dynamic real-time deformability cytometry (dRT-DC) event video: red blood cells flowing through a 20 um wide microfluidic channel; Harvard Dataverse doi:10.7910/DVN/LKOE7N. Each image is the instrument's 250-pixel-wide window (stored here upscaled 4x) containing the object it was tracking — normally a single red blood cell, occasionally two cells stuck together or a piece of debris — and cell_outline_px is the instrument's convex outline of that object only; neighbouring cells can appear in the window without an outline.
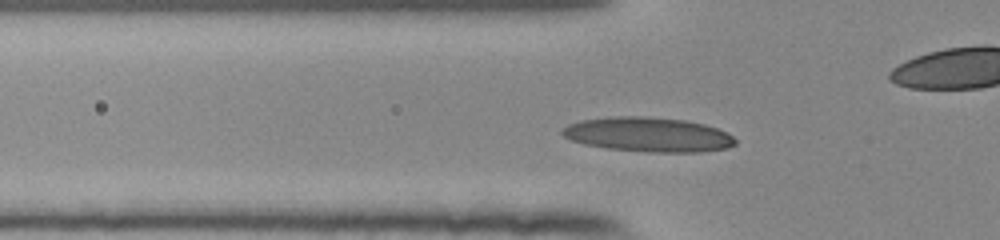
{"species": "human", "species_latin": "Homo sapiens", "temperature_condition": "room temperature", "stored_images_in_passage": 41, "camera_frame_rate_fps": 3000, "um_per_image_px": 0.085, "donor": {"sex": "female"}, "frame": {"image": 1, "passage_image": 10, "time_ms": 3.0, "image_size_px": [1000, 240], "cell_outline_px": [[736, 144], [728, 148], [700, 152], [648, 152], [608, 148], [584, 144], [572, 140], [564, 136], [560, 132], [568, 124], [580, 120], [612, 116], [644, 116], [684, 120], [704, 124], [728, 132], [736, 140]], "centroid_in_image_um": [55.11, 11.43], "position_along_channel_um": 70.7, "area_um2": 34.85}}
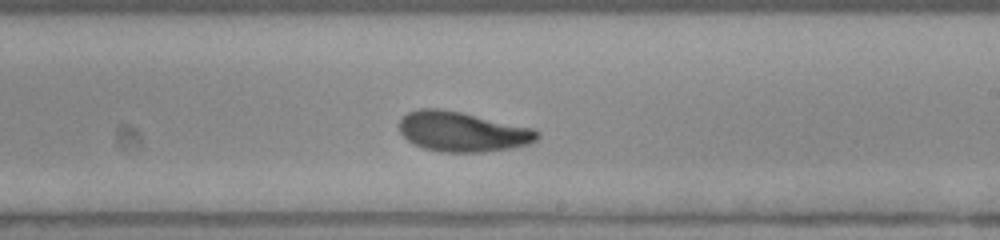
{"frame": {"image": 2, "passage_image": 24, "time_ms": 7.667, "image_size_px": [1000, 240], "cell_outline_px": [[540, 136], [536, 140], [528, 144], [512, 148], [484, 152], [440, 152], [424, 148], [412, 144], [400, 132], [400, 120], [408, 112], [420, 108], [440, 108], [460, 112], [536, 128], [540, 132]], "centroid_in_image_um": [39.33, 11.19], "position_along_channel_um": 249.7, "area_um2": 32.31}}
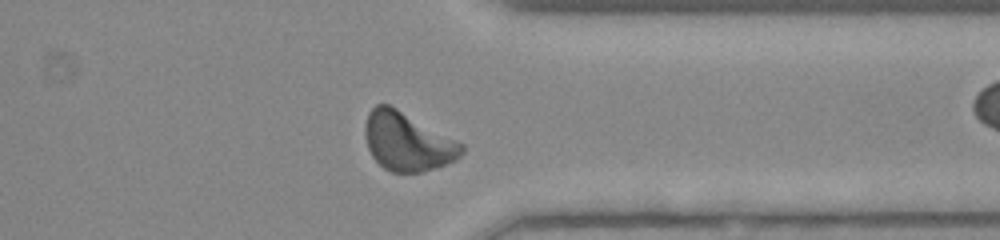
{"frame": {"image": 3, "passage_image": 34, "time_ms": 11.0, "image_size_px": [1000, 240], "cell_outline_px": [[464, 152], [456, 160], [424, 172], [392, 172], [384, 168], [372, 156], [368, 148], [364, 136], [364, 128], [368, 112], [376, 104], [388, 104], [396, 108], [464, 144]], "centroid_in_image_um": [34.61, 12.04], "position_along_channel_um": 376.8, "area_um2": 32.77}}